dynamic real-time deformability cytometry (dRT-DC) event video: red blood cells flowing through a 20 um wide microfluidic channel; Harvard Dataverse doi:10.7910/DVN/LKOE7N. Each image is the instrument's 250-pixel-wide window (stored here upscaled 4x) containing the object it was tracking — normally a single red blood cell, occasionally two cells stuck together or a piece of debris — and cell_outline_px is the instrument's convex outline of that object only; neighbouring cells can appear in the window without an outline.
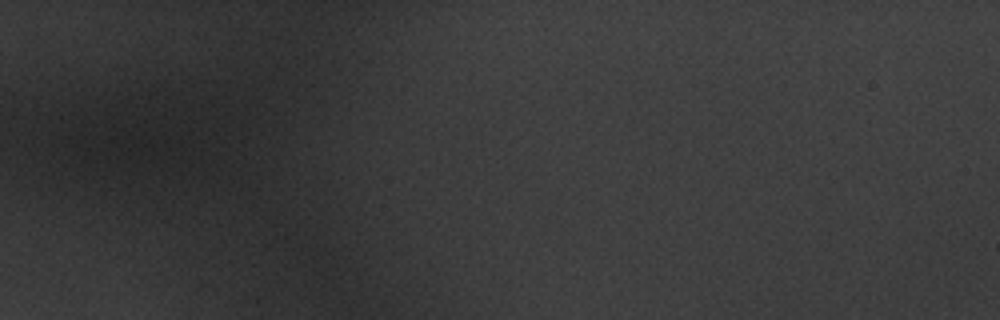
{"species": "common noctule bat (a hibernating species)", "species_latin": "Nyctalus noctula", "temperature_condition": "warm", "stored_images_in_passage": 3, "camera_frame_rate_fps": 3000, "um_per_image_px": 0.085, "animal": {"sex": "male", "body_mass_g": 20.1, "forearm_length_mm": 53.5}, "frame": {"image": 1, "passage_image": 1, "time_ms": 0.0, "image_size_px": [1000, 320], "cell_outline_px": [[388, 264], [360, 280], [340, 276], [320, 256], [320, 236], [324, 236], [384, 252], [388, 260]], "centroid_in_image_um": [29.86, 21.95], "position_along_channel_um": 55.1, "area_um2": 13.64}}